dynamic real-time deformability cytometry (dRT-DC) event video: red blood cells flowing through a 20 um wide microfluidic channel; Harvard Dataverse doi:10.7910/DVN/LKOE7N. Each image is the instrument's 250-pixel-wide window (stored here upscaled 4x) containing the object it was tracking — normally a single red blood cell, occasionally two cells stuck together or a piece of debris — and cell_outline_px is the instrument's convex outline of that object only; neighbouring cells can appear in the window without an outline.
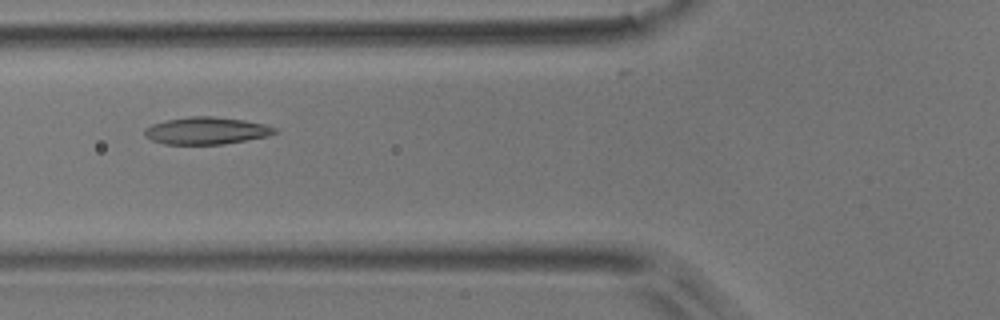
{"species": "common noctule bat (a hibernating species)", "species_latin": "Nyctalus noctula", "temperature_condition": "room temperature", "stored_images_in_passage": 8, "camera_frame_rate_fps": 3000, "um_per_image_px": 0.085, "animal": {"sex": "male", "body_mass_g": 17.9}, "frame": {"image": 1, "passage_image": 3, "time_ms": 3.0, "image_size_px": [1000, 320], "cell_outline_px": [[276, 132], [268, 136], [224, 144], [164, 144], [152, 140], [144, 136], [144, 128], [152, 124], [168, 120], [192, 116], [212, 116], [244, 120], [264, 124], [276, 128]], "centroid_in_image_um": [17.52, 11.11], "position_along_channel_um": 108.3, "area_um2": 20.52}}
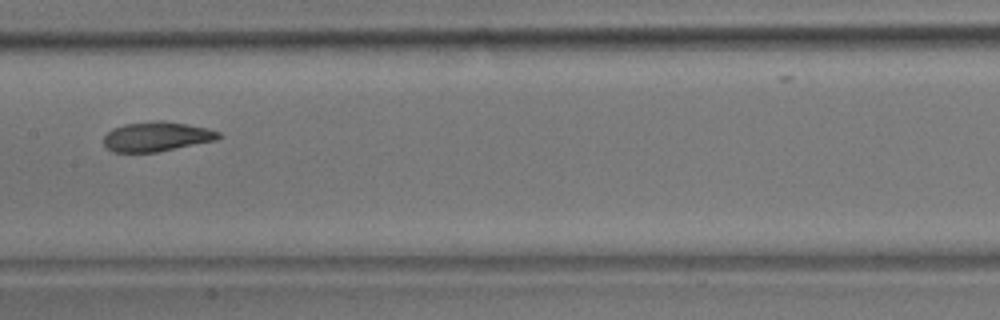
{"frame": {"image": 2, "passage_image": 5, "time_ms": 5.333, "image_size_px": [1000, 320], "cell_outline_px": [[224, 136], [216, 140], [156, 152], [112, 152], [104, 144], [104, 136], [112, 128], [124, 124], [156, 120], [160, 120], [208, 128], [220, 132]], "centroid_in_image_um": [13.32, 11.6], "position_along_channel_um": 194.1, "area_um2": 19.77}}
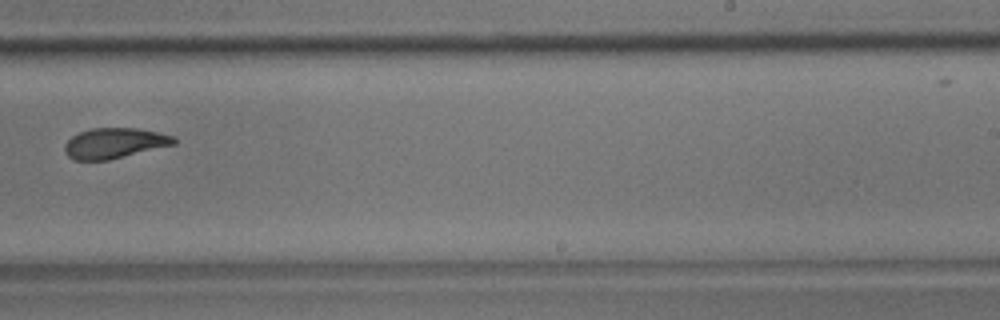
{"frame": {"image": 3, "passage_image": 7, "time_ms": 7.667, "image_size_px": [1000, 320], "cell_outline_px": [[176, 144], [108, 160], [72, 160], [64, 152], [64, 144], [72, 136], [80, 132], [92, 128], [140, 128], [172, 136], [176, 140]], "centroid_in_image_um": [9.7, 12.17], "position_along_channel_um": 279.3, "area_um2": 19.31}}